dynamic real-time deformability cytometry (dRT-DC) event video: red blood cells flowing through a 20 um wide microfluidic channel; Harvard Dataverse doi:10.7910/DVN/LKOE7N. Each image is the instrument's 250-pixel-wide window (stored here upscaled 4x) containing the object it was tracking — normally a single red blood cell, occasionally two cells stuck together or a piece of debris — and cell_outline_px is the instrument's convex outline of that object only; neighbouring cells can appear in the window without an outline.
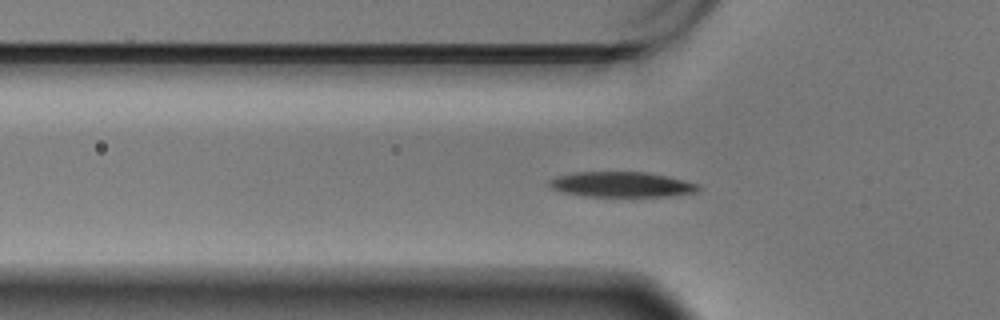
{"species": "Egyptian fruit bat (a non-hibernating species)", "species_latin": "Rousettus aegyptiacus", "temperature_condition": "warm", "stored_images_in_passage": 61, "camera_frame_rate_fps": 3000, "um_per_image_px": 0.085, "animal": {"sex": "male"}, "frame": {"image": 1, "passage_image": 20, "time_ms": 6.333, "image_size_px": [1000, 320], "cell_outline_px": [[700, 188], [696, 192], [672, 196], [584, 196], [560, 192], [552, 188], [548, 184], [548, 180], [556, 176], [576, 172], [648, 172], [668, 176], [700, 184]], "centroid_in_image_um": [52.83, 15.68], "position_along_channel_um": 73.0, "area_um2": 22.08}}
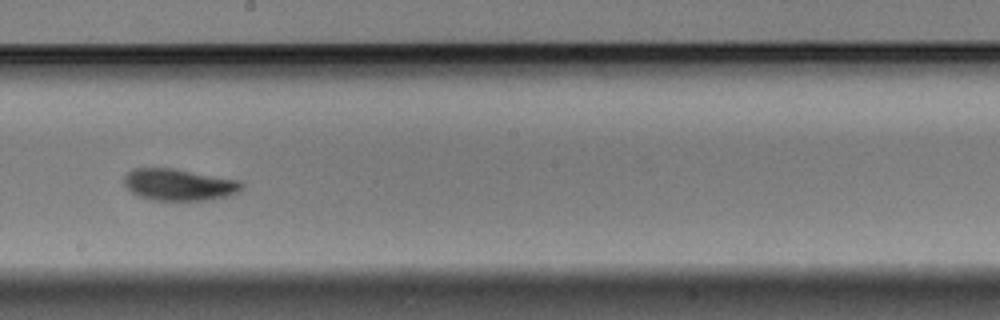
{"frame": {"image": 2, "passage_image": 34, "time_ms": 11.0, "image_size_px": [1000, 320], "cell_outline_px": [[244, 188], [240, 192], [228, 196], [208, 200], [152, 200], [136, 196], [124, 184], [124, 176], [132, 168], [172, 168], [240, 180], [244, 184]], "centroid_in_image_um": [15.23, 15.7], "position_along_channel_um": 233.0, "area_um2": 21.96}}
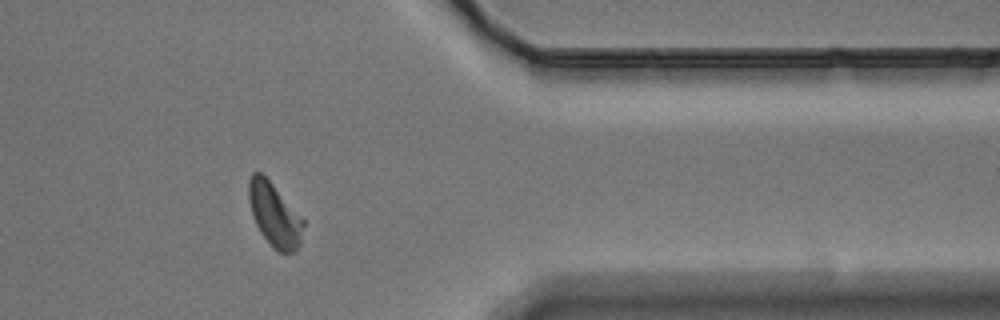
{"frame": {"image": 3, "passage_image": 49, "time_ms": 16.0, "image_size_px": [1000, 320], "cell_outline_px": [[304, 224], [300, 244], [292, 252], [280, 252], [272, 248], [260, 232], [256, 224], [248, 200], [248, 180], [252, 172], [260, 172], [272, 184], [304, 220]], "centroid_in_image_um": [23.31, 18.26], "position_along_channel_um": 388.1, "area_um2": 19.88}, "authors_computed_cell_mechanics": {"area_um2": 20.808, "velocity_mm_per_s": 3.4149, "shape_relaxation_time_tau1_ms": 3.0677, "shape_relaxation_time_tau2_ms": 3.4465, "deformation_change_tau1": 0.1511, "deformation_change_tau2": 0.0713}}